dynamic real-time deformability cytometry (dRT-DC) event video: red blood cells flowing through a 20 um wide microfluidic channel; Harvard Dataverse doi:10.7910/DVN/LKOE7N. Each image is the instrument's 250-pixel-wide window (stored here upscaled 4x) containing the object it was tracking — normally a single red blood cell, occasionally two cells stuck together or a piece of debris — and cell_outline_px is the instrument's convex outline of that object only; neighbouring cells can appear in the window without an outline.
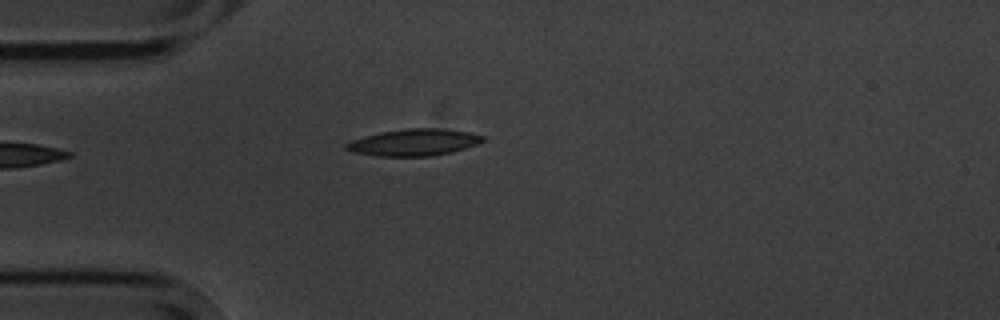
{"species": "common noctule bat (a hibernating species)", "species_latin": "Nyctalus noctula", "temperature_condition": "cold", "stored_images_in_passage": 5, "camera_frame_rate_fps": 3000, "um_per_image_px": 0.085, "animal": {"sex": "male", "body_mass_g": 20.1, "forearm_length_mm": 53.5}, "frame": {"image": 1, "passage_image": 5, "time_ms": 4.667, "image_size_px": [1000, 320], "cell_outline_px": [[484, 140], [476, 144], [452, 152], [432, 156], [376, 156], [352, 152], [344, 148], [344, 144], [352, 140], [364, 136], [380, 132], [408, 128], [440, 128], [468, 132], [484, 136]], "centroid_in_image_um": [35.14, 12.1], "position_along_channel_um": 49.9, "area_um2": 21.27}}